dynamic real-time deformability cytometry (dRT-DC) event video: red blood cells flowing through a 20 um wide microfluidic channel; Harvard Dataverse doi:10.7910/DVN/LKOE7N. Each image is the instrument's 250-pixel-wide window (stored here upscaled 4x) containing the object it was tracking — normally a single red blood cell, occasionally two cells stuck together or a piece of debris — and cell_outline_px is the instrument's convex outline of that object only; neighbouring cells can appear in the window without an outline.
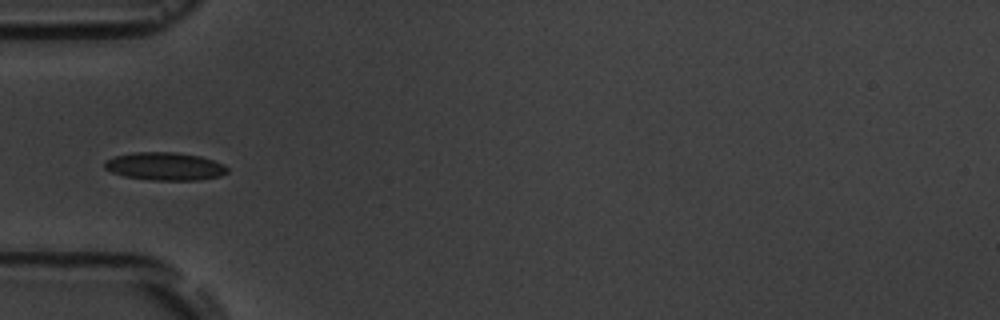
{"species": "common noctule bat (a hibernating species)", "species_latin": "Nyctalus noctula", "temperature_condition": "room temperature", "stored_images_in_passage": 2, "camera_frame_rate_fps": 3000, "um_per_image_px": 0.085, "animal": {"sex": "male", "body_mass_g": 19.5, "forearm_length_mm": 54.6}, "frame": {"image": 1, "passage_image": 1, "time_ms": 0.0, "image_size_px": [1000, 320], "cell_outline_px": [[228, 172], [220, 176], [200, 180], [152, 180], [124, 176], [112, 172], [104, 168], [104, 160], [112, 156], [132, 152], [176, 152], [200, 156], [224, 164], [228, 168]], "centroid_in_image_um": [13.99, 14.13], "position_along_channel_um": 71.0, "area_um2": 20.17}}
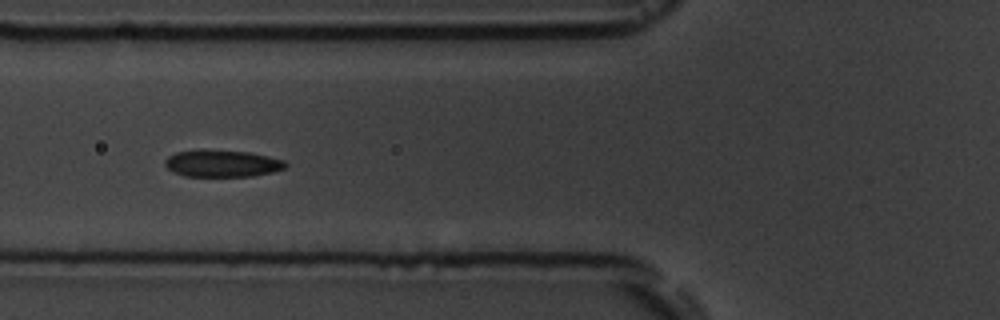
{"frame": {"image": 2, "passage_image": 2, "time_ms": 1.0, "image_size_px": [1000, 320], "cell_outline_px": [[288, 164], [284, 168], [272, 172], [252, 176], [184, 176], [172, 172], [164, 164], [164, 160], [168, 156], [176, 152], [200, 148], [248, 152], [268, 156], [284, 160]], "centroid_in_image_um": [18.83, 13.87], "position_along_channel_um": 107.0, "area_um2": 19.25}}